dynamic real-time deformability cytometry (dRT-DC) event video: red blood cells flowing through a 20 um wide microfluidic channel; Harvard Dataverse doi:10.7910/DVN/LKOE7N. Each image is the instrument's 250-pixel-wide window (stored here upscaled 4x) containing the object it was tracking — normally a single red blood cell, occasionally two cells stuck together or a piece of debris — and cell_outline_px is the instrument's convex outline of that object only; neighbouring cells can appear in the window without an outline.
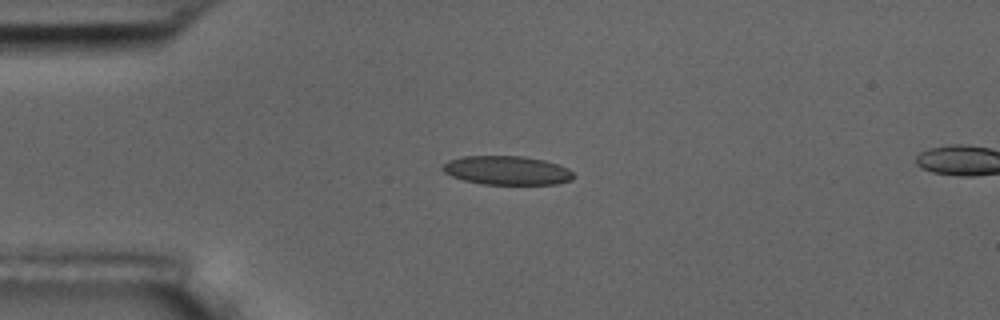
{"species": "common noctule bat (a hibernating species)", "species_latin": "Nyctalus noctula", "temperature_condition": "room temperature", "stored_images_in_passage": 4, "camera_frame_rate_fps": 3000, "um_per_image_px": 0.085, "animal": {"sex": "male", "body_mass_g": 17.5, "forearm_length_mm": 52.3}, "frame": {"image": 1, "passage_image": 3, "time_ms": 2.0, "image_size_px": [1000, 320], "cell_outline_px": [[576, 176], [572, 180], [556, 184], [484, 184], [464, 180], [452, 176], [444, 172], [440, 168], [448, 160], [460, 156], [524, 156], [544, 160], [568, 168]], "centroid_in_image_um": [43.09, 14.48], "position_along_channel_um": 41.9, "area_um2": 22.08}}